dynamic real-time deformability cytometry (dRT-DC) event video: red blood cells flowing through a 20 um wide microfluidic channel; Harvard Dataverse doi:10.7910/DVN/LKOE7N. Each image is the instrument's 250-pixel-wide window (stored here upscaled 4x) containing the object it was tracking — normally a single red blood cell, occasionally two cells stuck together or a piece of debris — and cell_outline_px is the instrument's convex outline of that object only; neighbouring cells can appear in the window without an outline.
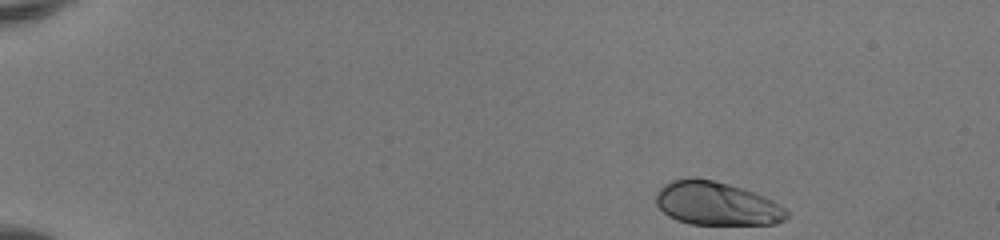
{"species": "human", "species_latin": "Homo sapiens", "temperature_condition": "room temperature", "stored_images_in_passage": 45, "camera_frame_rate_fps": 3000, "um_per_image_px": 0.085, "donor": {"sex": "female"}, "frame": {"image": 1, "passage_image": 1, "time_ms": 0.0, "image_size_px": [1000, 240], "cell_outline_px": [[788, 216], [784, 220], [776, 224], [692, 224], [676, 220], [668, 216], [656, 204], [656, 192], [664, 184], [672, 180], [712, 180], [744, 188], [764, 196], [772, 200], [784, 208], [788, 212]], "centroid_in_image_um": [60.93, 17.33], "position_along_channel_um": 24.1, "area_um2": 32.66}}
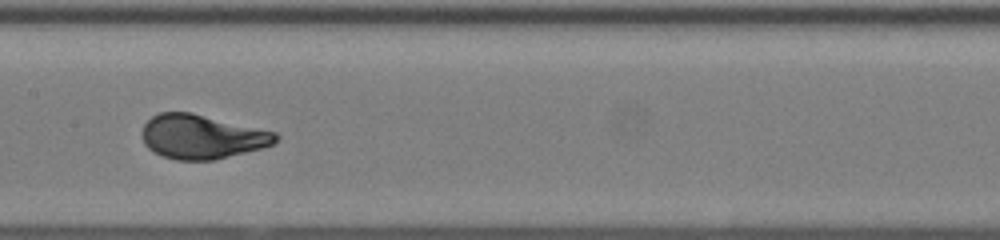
{"frame": {"image": 2, "passage_image": 22, "time_ms": 7.0, "image_size_px": [1000, 240], "cell_outline_px": [[280, 136], [272, 144], [260, 148], [216, 160], [176, 160], [152, 152], [144, 144], [144, 124], [152, 116], [160, 112], [192, 112], [276, 132]], "centroid_in_image_um": [17.16, 11.62], "position_along_channel_um": 190.2, "area_um2": 34.22}}
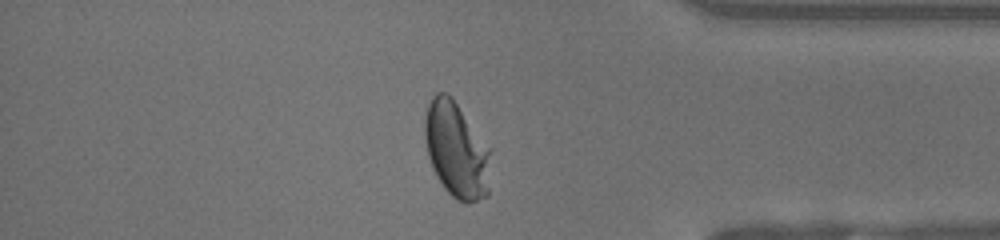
{"frame": {"image": 3, "passage_image": 38, "time_ms": 12.333, "image_size_px": [1000, 240], "cell_outline_px": [[492, 148], [488, 196], [468, 204], [456, 200], [444, 188], [436, 176], [432, 168], [428, 156], [424, 140], [424, 120], [428, 104], [432, 96], [436, 92], [444, 92], [452, 96]], "centroid_in_image_um": [38.82, 12.74], "position_along_channel_um": 396.4, "area_um2": 37.8}, "authors_computed_cell_mechanics": {"area_um2": 34.2754, "velocity_mm_per_s": 4.1368, "shape_relaxation_time_tau1_ms": 2.4512, "shape_relaxation_time_tau2_ms": null, "deformation_change_tau1": 0.1764, "deformation_change_tau2": null}}